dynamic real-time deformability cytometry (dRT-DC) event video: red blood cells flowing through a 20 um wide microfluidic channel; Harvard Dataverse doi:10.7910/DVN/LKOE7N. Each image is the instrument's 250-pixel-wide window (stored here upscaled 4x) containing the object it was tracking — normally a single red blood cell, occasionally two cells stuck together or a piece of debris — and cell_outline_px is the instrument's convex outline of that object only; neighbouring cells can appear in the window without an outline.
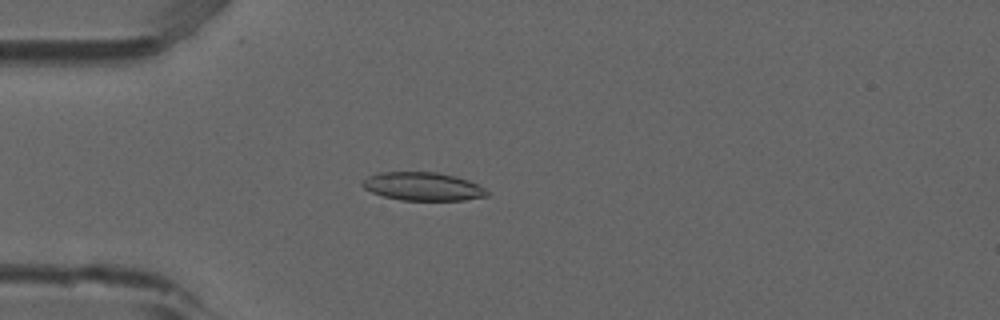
{"species": "common noctule bat (a hibernating species)", "species_latin": "Nyctalus noctula", "temperature_condition": "room temperature", "stored_images_in_passage": 3, "camera_frame_rate_fps": 3000, "um_per_image_px": 0.085, "animal": {"sex": "male", "forearm_length_mm": 52.5}, "frame": {"image": 1, "passage_image": 3, "time_ms": 0.667, "image_size_px": [1000, 320], "cell_outline_px": [[488, 196], [464, 200], [400, 200], [384, 196], [372, 192], [364, 188], [360, 184], [360, 180], [368, 176], [380, 172], [436, 172], [456, 176], [468, 180], [484, 188], [488, 192]], "centroid_in_image_um": [35.91, 15.84], "position_along_channel_um": 49.1, "area_um2": 20.58}}